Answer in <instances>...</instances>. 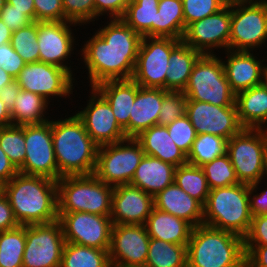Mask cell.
I'll list each match as a JSON object with an SVG mask.
<instances>
[{
	"mask_svg": "<svg viewBox=\"0 0 267 267\" xmlns=\"http://www.w3.org/2000/svg\"><path fill=\"white\" fill-rule=\"evenodd\" d=\"M98 28L90 33L91 37L82 40L83 45L80 43L81 62L78 65L82 63L80 69H86L83 73L87 71L88 81L81 83L95 87L108 80L131 79L142 36L122 19H106Z\"/></svg>",
	"mask_w": 267,
	"mask_h": 267,
	"instance_id": "6da1fadb",
	"label": "cell"
},
{
	"mask_svg": "<svg viewBox=\"0 0 267 267\" xmlns=\"http://www.w3.org/2000/svg\"><path fill=\"white\" fill-rule=\"evenodd\" d=\"M20 225L47 224L58 220L57 181L17 173L2 186Z\"/></svg>",
	"mask_w": 267,
	"mask_h": 267,
	"instance_id": "7a4b0ae2",
	"label": "cell"
},
{
	"mask_svg": "<svg viewBox=\"0 0 267 267\" xmlns=\"http://www.w3.org/2000/svg\"><path fill=\"white\" fill-rule=\"evenodd\" d=\"M52 116V138L59 174H94L99 146L87 133L82 120L73 112L60 119ZM69 116V117H68ZM57 119V120H56Z\"/></svg>",
	"mask_w": 267,
	"mask_h": 267,
	"instance_id": "3957f363",
	"label": "cell"
},
{
	"mask_svg": "<svg viewBox=\"0 0 267 267\" xmlns=\"http://www.w3.org/2000/svg\"><path fill=\"white\" fill-rule=\"evenodd\" d=\"M244 238L205 224L193 227L187 267H245Z\"/></svg>",
	"mask_w": 267,
	"mask_h": 267,
	"instance_id": "277c9868",
	"label": "cell"
},
{
	"mask_svg": "<svg viewBox=\"0 0 267 267\" xmlns=\"http://www.w3.org/2000/svg\"><path fill=\"white\" fill-rule=\"evenodd\" d=\"M249 205L248 184L212 189L203 206V224L244 238L252 220Z\"/></svg>",
	"mask_w": 267,
	"mask_h": 267,
	"instance_id": "5b68a950",
	"label": "cell"
},
{
	"mask_svg": "<svg viewBox=\"0 0 267 267\" xmlns=\"http://www.w3.org/2000/svg\"><path fill=\"white\" fill-rule=\"evenodd\" d=\"M58 212H88L110 216L114 186L94 174L63 176L57 181Z\"/></svg>",
	"mask_w": 267,
	"mask_h": 267,
	"instance_id": "8992f818",
	"label": "cell"
},
{
	"mask_svg": "<svg viewBox=\"0 0 267 267\" xmlns=\"http://www.w3.org/2000/svg\"><path fill=\"white\" fill-rule=\"evenodd\" d=\"M80 27L69 21H37L39 61L59 66L76 79V74L81 71L77 70L79 66H76L80 62V50L77 49V45L80 47L78 41L81 40H78L79 37L75 34H78L77 30L79 31ZM71 57H76L74 59L78 60V63L73 62L74 59Z\"/></svg>",
	"mask_w": 267,
	"mask_h": 267,
	"instance_id": "52a82bcc",
	"label": "cell"
},
{
	"mask_svg": "<svg viewBox=\"0 0 267 267\" xmlns=\"http://www.w3.org/2000/svg\"><path fill=\"white\" fill-rule=\"evenodd\" d=\"M183 92L187 100L208 102L217 106H236V94L227 81L219 54H203L197 60Z\"/></svg>",
	"mask_w": 267,
	"mask_h": 267,
	"instance_id": "ba28073f",
	"label": "cell"
},
{
	"mask_svg": "<svg viewBox=\"0 0 267 267\" xmlns=\"http://www.w3.org/2000/svg\"><path fill=\"white\" fill-rule=\"evenodd\" d=\"M227 154L240 183L261 181L267 158V130L243 128L228 140Z\"/></svg>",
	"mask_w": 267,
	"mask_h": 267,
	"instance_id": "9c48e42d",
	"label": "cell"
},
{
	"mask_svg": "<svg viewBox=\"0 0 267 267\" xmlns=\"http://www.w3.org/2000/svg\"><path fill=\"white\" fill-rule=\"evenodd\" d=\"M144 151L136 138L99 146L94 175L108 185L130 184Z\"/></svg>",
	"mask_w": 267,
	"mask_h": 267,
	"instance_id": "30bf717a",
	"label": "cell"
},
{
	"mask_svg": "<svg viewBox=\"0 0 267 267\" xmlns=\"http://www.w3.org/2000/svg\"><path fill=\"white\" fill-rule=\"evenodd\" d=\"M15 80L21 89L42 96L51 105L56 99L59 102L67 98L73 102L71 97L74 95L75 99V86L79 82L67 70L40 61L26 63Z\"/></svg>",
	"mask_w": 267,
	"mask_h": 267,
	"instance_id": "8fae6325",
	"label": "cell"
},
{
	"mask_svg": "<svg viewBox=\"0 0 267 267\" xmlns=\"http://www.w3.org/2000/svg\"><path fill=\"white\" fill-rule=\"evenodd\" d=\"M266 41L267 0L232 5L229 50L263 52Z\"/></svg>",
	"mask_w": 267,
	"mask_h": 267,
	"instance_id": "7c38bea8",
	"label": "cell"
},
{
	"mask_svg": "<svg viewBox=\"0 0 267 267\" xmlns=\"http://www.w3.org/2000/svg\"><path fill=\"white\" fill-rule=\"evenodd\" d=\"M182 40L142 37L132 80L142 87L163 88L171 51Z\"/></svg>",
	"mask_w": 267,
	"mask_h": 267,
	"instance_id": "4fadbf2b",
	"label": "cell"
},
{
	"mask_svg": "<svg viewBox=\"0 0 267 267\" xmlns=\"http://www.w3.org/2000/svg\"><path fill=\"white\" fill-rule=\"evenodd\" d=\"M65 243L58 220L26 225L23 267H60Z\"/></svg>",
	"mask_w": 267,
	"mask_h": 267,
	"instance_id": "5bb4252c",
	"label": "cell"
},
{
	"mask_svg": "<svg viewBox=\"0 0 267 267\" xmlns=\"http://www.w3.org/2000/svg\"><path fill=\"white\" fill-rule=\"evenodd\" d=\"M26 156L19 173L58 181L62 176L54 154L52 118L42 124L24 125Z\"/></svg>",
	"mask_w": 267,
	"mask_h": 267,
	"instance_id": "9a60e30c",
	"label": "cell"
},
{
	"mask_svg": "<svg viewBox=\"0 0 267 267\" xmlns=\"http://www.w3.org/2000/svg\"><path fill=\"white\" fill-rule=\"evenodd\" d=\"M65 241L109 250L113 222L110 216L88 212H58Z\"/></svg>",
	"mask_w": 267,
	"mask_h": 267,
	"instance_id": "2e32d148",
	"label": "cell"
},
{
	"mask_svg": "<svg viewBox=\"0 0 267 267\" xmlns=\"http://www.w3.org/2000/svg\"><path fill=\"white\" fill-rule=\"evenodd\" d=\"M230 28L231 6L225 5L218 12L189 24L182 41L202 54L218 55L229 50Z\"/></svg>",
	"mask_w": 267,
	"mask_h": 267,
	"instance_id": "e0dca14e",
	"label": "cell"
},
{
	"mask_svg": "<svg viewBox=\"0 0 267 267\" xmlns=\"http://www.w3.org/2000/svg\"><path fill=\"white\" fill-rule=\"evenodd\" d=\"M91 89V90H90ZM85 107L80 105L75 111L82 120L92 140L98 145L117 143L126 137L124 129L118 124L107 100L91 87ZM80 109V110H79Z\"/></svg>",
	"mask_w": 267,
	"mask_h": 267,
	"instance_id": "ac0fdd59",
	"label": "cell"
},
{
	"mask_svg": "<svg viewBox=\"0 0 267 267\" xmlns=\"http://www.w3.org/2000/svg\"><path fill=\"white\" fill-rule=\"evenodd\" d=\"M149 241L145 225L113 224L108 251L111 267H145Z\"/></svg>",
	"mask_w": 267,
	"mask_h": 267,
	"instance_id": "d6986e66",
	"label": "cell"
},
{
	"mask_svg": "<svg viewBox=\"0 0 267 267\" xmlns=\"http://www.w3.org/2000/svg\"><path fill=\"white\" fill-rule=\"evenodd\" d=\"M185 115L197 135L209 133L229 140L243 129L236 106H217L208 102L187 100Z\"/></svg>",
	"mask_w": 267,
	"mask_h": 267,
	"instance_id": "ffe728a7",
	"label": "cell"
},
{
	"mask_svg": "<svg viewBox=\"0 0 267 267\" xmlns=\"http://www.w3.org/2000/svg\"><path fill=\"white\" fill-rule=\"evenodd\" d=\"M263 53L265 55L262 56ZM263 53L226 50L221 53L225 55L224 58L220 54L227 81L235 94L261 85L263 69L267 62V51Z\"/></svg>",
	"mask_w": 267,
	"mask_h": 267,
	"instance_id": "44dd1931",
	"label": "cell"
},
{
	"mask_svg": "<svg viewBox=\"0 0 267 267\" xmlns=\"http://www.w3.org/2000/svg\"><path fill=\"white\" fill-rule=\"evenodd\" d=\"M154 207L153 196L131 184L114 186L111 215L113 224L145 225Z\"/></svg>",
	"mask_w": 267,
	"mask_h": 267,
	"instance_id": "7402d4cb",
	"label": "cell"
},
{
	"mask_svg": "<svg viewBox=\"0 0 267 267\" xmlns=\"http://www.w3.org/2000/svg\"><path fill=\"white\" fill-rule=\"evenodd\" d=\"M163 102V88L140 86L130 112L129 124L124 128L127 138H136L146 129L157 125Z\"/></svg>",
	"mask_w": 267,
	"mask_h": 267,
	"instance_id": "603a6c76",
	"label": "cell"
},
{
	"mask_svg": "<svg viewBox=\"0 0 267 267\" xmlns=\"http://www.w3.org/2000/svg\"><path fill=\"white\" fill-rule=\"evenodd\" d=\"M154 207L186 220L193 227L203 224V205L175 182L153 197Z\"/></svg>",
	"mask_w": 267,
	"mask_h": 267,
	"instance_id": "cb8c5ba5",
	"label": "cell"
},
{
	"mask_svg": "<svg viewBox=\"0 0 267 267\" xmlns=\"http://www.w3.org/2000/svg\"><path fill=\"white\" fill-rule=\"evenodd\" d=\"M176 166L158 158L144 155L130 182L153 197L174 182Z\"/></svg>",
	"mask_w": 267,
	"mask_h": 267,
	"instance_id": "d4e9b609",
	"label": "cell"
},
{
	"mask_svg": "<svg viewBox=\"0 0 267 267\" xmlns=\"http://www.w3.org/2000/svg\"><path fill=\"white\" fill-rule=\"evenodd\" d=\"M109 103L118 124H129L130 112L140 85L132 79L108 80L94 87Z\"/></svg>",
	"mask_w": 267,
	"mask_h": 267,
	"instance_id": "484cf974",
	"label": "cell"
},
{
	"mask_svg": "<svg viewBox=\"0 0 267 267\" xmlns=\"http://www.w3.org/2000/svg\"><path fill=\"white\" fill-rule=\"evenodd\" d=\"M136 139L140 142L145 155L171 163L176 167L188 163L187 155L174 143L167 126L154 125L143 131Z\"/></svg>",
	"mask_w": 267,
	"mask_h": 267,
	"instance_id": "4316f807",
	"label": "cell"
},
{
	"mask_svg": "<svg viewBox=\"0 0 267 267\" xmlns=\"http://www.w3.org/2000/svg\"><path fill=\"white\" fill-rule=\"evenodd\" d=\"M150 238L188 245L193 226L184 219L153 207L145 223Z\"/></svg>",
	"mask_w": 267,
	"mask_h": 267,
	"instance_id": "83f0119b",
	"label": "cell"
},
{
	"mask_svg": "<svg viewBox=\"0 0 267 267\" xmlns=\"http://www.w3.org/2000/svg\"><path fill=\"white\" fill-rule=\"evenodd\" d=\"M235 104L243 128L267 130V90L262 84L237 93Z\"/></svg>",
	"mask_w": 267,
	"mask_h": 267,
	"instance_id": "f1b7e54d",
	"label": "cell"
},
{
	"mask_svg": "<svg viewBox=\"0 0 267 267\" xmlns=\"http://www.w3.org/2000/svg\"><path fill=\"white\" fill-rule=\"evenodd\" d=\"M203 54L181 41L169 56V65L165 79V90L184 91L191 71Z\"/></svg>",
	"mask_w": 267,
	"mask_h": 267,
	"instance_id": "f546056e",
	"label": "cell"
},
{
	"mask_svg": "<svg viewBox=\"0 0 267 267\" xmlns=\"http://www.w3.org/2000/svg\"><path fill=\"white\" fill-rule=\"evenodd\" d=\"M51 104L42 96L21 89L10 112L13 125H32L48 122ZM49 115V116H47Z\"/></svg>",
	"mask_w": 267,
	"mask_h": 267,
	"instance_id": "4dcf8cb0",
	"label": "cell"
},
{
	"mask_svg": "<svg viewBox=\"0 0 267 267\" xmlns=\"http://www.w3.org/2000/svg\"><path fill=\"white\" fill-rule=\"evenodd\" d=\"M160 0H131L121 19L142 37H156Z\"/></svg>",
	"mask_w": 267,
	"mask_h": 267,
	"instance_id": "1f68e13d",
	"label": "cell"
},
{
	"mask_svg": "<svg viewBox=\"0 0 267 267\" xmlns=\"http://www.w3.org/2000/svg\"><path fill=\"white\" fill-rule=\"evenodd\" d=\"M183 35L182 0H160L156 17V37L182 40Z\"/></svg>",
	"mask_w": 267,
	"mask_h": 267,
	"instance_id": "d6a6232c",
	"label": "cell"
},
{
	"mask_svg": "<svg viewBox=\"0 0 267 267\" xmlns=\"http://www.w3.org/2000/svg\"><path fill=\"white\" fill-rule=\"evenodd\" d=\"M145 267H187V245L150 238Z\"/></svg>",
	"mask_w": 267,
	"mask_h": 267,
	"instance_id": "836d02e7",
	"label": "cell"
},
{
	"mask_svg": "<svg viewBox=\"0 0 267 267\" xmlns=\"http://www.w3.org/2000/svg\"><path fill=\"white\" fill-rule=\"evenodd\" d=\"M108 251L66 242L60 267H111Z\"/></svg>",
	"mask_w": 267,
	"mask_h": 267,
	"instance_id": "e575fe53",
	"label": "cell"
},
{
	"mask_svg": "<svg viewBox=\"0 0 267 267\" xmlns=\"http://www.w3.org/2000/svg\"><path fill=\"white\" fill-rule=\"evenodd\" d=\"M174 182L203 206L206 204L210 188L201 167L189 163L176 167Z\"/></svg>",
	"mask_w": 267,
	"mask_h": 267,
	"instance_id": "d590c367",
	"label": "cell"
},
{
	"mask_svg": "<svg viewBox=\"0 0 267 267\" xmlns=\"http://www.w3.org/2000/svg\"><path fill=\"white\" fill-rule=\"evenodd\" d=\"M26 225L0 232V267H23Z\"/></svg>",
	"mask_w": 267,
	"mask_h": 267,
	"instance_id": "8d00e7d4",
	"label": "cell"
},
{
	"mask_svg": "<svg viewBox=\"0 0 267 267\" xmlns=\"http://www.w3.org/2000/svg\"><path fill=\"white\" fill-rule=\"evenodd\" d=\"M228 140L209 133L197 135L190 153L187 156L189 164L199 166L227 153Z\"/></svg>",
	"mask_w": 267,
	"mask_h": 267,
	"instance_id": "74e56055",
	"label": "cell"
},
{
	"mask_svg": "<svg viewBox=\"0 0 267 267\" xmlns=\"http://www.w3.org/2000/svg\"><path fill=\"white\" fill-rule=\"evenodd\" d=\"M0 147L19 171L26 156L24 125H10L0 128Z\"/></svg>",
	"mask_w": 267,
	"mask_h": 267,
	"instance_id": "f35d334b",
	"label": "cell"
},
{
	"mask_svg": "<svg viewBox=\"0 0 267 267\" xmlns=\"http://www.w3.org/2000/svg\"><path fill=\"white\" fill-rule=\"evenodd\" d=\"M210 190L240 183L228 154L201 166Z\"/></svg>",
	"mask_w": 267,
	"mask_h": 267,
	"instance_id": "ab89813d",
	"label": "cell"
},
{
	"mask_svg": "<svg viewBox=\"0 0 267 267\" xmlns=\"http://www.w3.org/2000/svg\"><path fill=\"white\" fill-rule=\"evenodd\" d=\"M10 44L26 63L38 62L37 21L13 31Z\"/></svg>",
	"mask_w": 267,
	"mask_h": 267,
	"instance_id": "60d3db41",
	"label": "cell"
},
{
	"mask_svg": "<svg viewBox=\"0 0 267 267\" xmlns=\"http://www.w3.org/2000/svg\"><path fill=\"white\" fill-rule=\"evenodd\" d=\"M187 98L183 91L163 89V102L157 125L167 126L185 115Z\"/></svg>",
	"mask_w": 267,
	"mask_h": 267,
	"instance_id": "b9f144b4",
	"label": "cell"
},
{
	"mask_svg": "<svg viewBox=\"0 0 267 267\" xmlns=\"http://www.w3.org/2000/svg\"><path fill=\"white\" fill-rule=\"evenodd\" d=\"M62 6L66 21L78 24L84 29H88L85 26L90 24L95 26L94 0H62Z\"/></svg>",
	"mask_w": 267,
	"mask_h": 267,
	"instance_id": "7bdbcfd3",
	"label": "cell"
},
{
	"mask_svg": "<svg viewBox=\"0 0 267 267\" xmlns=\"http://www.w3.org/2000/svg\"><path fill=\"white\" fill-rule=\"evenodd\" d=\"M184 14V32L186 27L221 10L225 3L223 0H182Z\"/></svg>",
	"mask_w": 267,
	"mask_h": 267,
	"instance_id": "ee69618b",
	"label": "cell"
},
{
	"mask_svg": "<svg viewBox=\"0 0 267 267\" xmlns=\"http://www.w3.org/2000/svg\"><path fill=\"white\" fill-rule=\"evenodd\" d=\"M167 129L174 143L188 156L197 137L196 130L189 118L184 115L167 125Z\"/></svg>",
	"mask_w": 267,
	"mask_h": 267,
	"instance_id": "f6af8a7d",
	"label": "cell"
},
{
	"mask_svg": "<svg viewBox=\"0 0 267 267\" xmlns=\"http://www.w3.org/2000/svg\"><path fill=\"white\" fill-rule=\"evenodd\" d=\"M35 21H66L62 0H34Z\"/></svg>",
	"mask_w": 267,
	"mask_h": 267,
	"instance_id": "bcb514c9",
	"label": "cell"
},
{
	"mask_svg": "<svg viewBox=\"0 0 267 267\" xmlns=\"http://www.w3.org/2000/svg\"><path fill=\"white\" fill-rule=\"evenodd\" d=\"M131 0H94L95 5V23L99 25V19L105 16V19H121L126 7ZM101 17V18H100Z\"/></svg>",
	"mask_w": 267,
	"mask_h": 267,
	"instance_id": "7dc6e473",
	"label": "cell"
},
{
	"mask_svg": "<svg viewBox=\"0 0 267 267\" xmlns=\"http://www.w3.org/2000/svg\"><path fill=\"white\" fill-rule=\"evenodd\" d=\"M26 62L13 49L10 42L0 45V68L14 79L17 78Z\"/></svg>",
	"mask_w": 267,
	"mask_h": 267,
	"instance_id": "c3c4849f",
	"label": "cell"
},
{
	"mask_svg": "<svg viewBox=\"0 0 267 267\" xmlns=\"http://www.w3.org/2000/svg\"><path fill=\"white\" fill-rule=\"evenodd\" d=\"M244 245L267 246V214L252 216L249 231L244 237Z\"/></svg>",
	"mask_w": 267,
	"mask_h": 267,
	"instance_id": "681fc988",
	"label": "cell"
},
{
	"mask_svg": "<svg viewBox=\"0 0 267 267\" xmlns=\"http://www.w3.org/2000/svg\"><path fill=\"white\" fill-rule=\"evenodd\" d=\"M263 181L249 185V206L250 214L252 216L267 214V184L264 183L265 188L262 190ZM262 190V191H261ZM260 191V193L258 192Z\"/></svg>",
	"mask_w": 267,
	"mask_h": 267,
	"instance_id": "f907efd6",
	"label": "cell"
},
{
	"mask_svg": "<svg viewBox=\"0 0 267 267\" xmlns=\"http://www.w3.org/2000/svg\"><path fill=\"white\" fill-rule=\"evenodd\" d=\"M0 19L11 31H16L33 22L24 11L16 9L15 6L9 3H6L0 12Z\"/></svg>",
	"mask_w": 267,
	"mask_h": 267,
	"instance_id": "816d5d0a",
	"label": "cell"
},
{
	"mask_svg": "<svg viewBox=\"0 0 267 267\" xmlns=\"http://www.w3.org/2000/svg\"><path fill=\"white\" fill-rule=\"evenodd\" d=\"M245 267H267L266 245H244Z\"/></svg>",
	"mask_w": 267,
	"mask_h": 267,
	"instance_id": "f5cc1de1",
	"label": "cell"
},
{
	"mask_svg": "<svg viewBox=\"0 0 267 267\" xmlns=\"http://www.w3.org/2000/svg\"><path fill=\"white\" fill-rule=\"evenodd\" d=\"M19 225L15 219L10 202L2 191L0 193V232L16 228Z\"/></svg>",
	"mask_w": 267,
	"mask_h": 267,
	"instance_id": "db71d44e",
	"label": "cell"
},
{
	"mask_svg": "<svg viewBox=\"0 0 267 267\" xmlns=\"http://www.w3.org/2000/svg\"><path fill=\"white\" fill-rule=\"evenodd\" d=\"M19 171L0 147V185L8 183Z\"/></svg>",
	"mask_w": 267,
	"mask_h": 267,
	"instance_id": "11a10c76",
	"label": "cell"
},
{
	"mask_svg": "<svg viewBox=\"0 0 267 267\" xmlns=\"http://www.w3.org/2000/svg\"><path fill=\"white\" fill-rule=\"evenodd\" d=\"M21 88L16 80L7 84L0 90V100L5 104V107L11 112L14 107L15 99Z\"/></svg>",
	"mask_w": 267,
	"mask_h": 267,
	"instance_id": "9f6ffc18",
	"label": "cell"
},
{
	"mask_svg": "<svg viewBox=\"0 0 267 267\" xmlns=\"http://www.w3.org/2000/svg\"><path fill=\"white\" fill-rule=\"evenodd\" d=\"M6 2L18 10L24 11L32 21H35L34 0H6Z\"/></svg>",
	"mask_w": 267,
	"mask_h": 267,
	"instance_id": "6f0895ef",
	"label": "cell"
},
{
	"mask_svg": "<svg viewBox=\"0 0 267 267\" xmlns=\"http://www.w3.org/2000/svg\"><path fill=\"white\" fill-rule=\"evenodd\" d=\"M13 125L10 111L5 107V104L0 100V128Z\"/></svg>",
	"mask_w": 267,
	"mask_h": 267,
	"instance_id": "680465c9",
	"label": "cell"
},
{
	"mask_svg": "<svg viewBox=\"0 0 267 267\" xmlns=\"http://www.w3.org/2000/svg\"><path fill=\"white\" fill-rule=\"evenodd\" d=\"M13 31L0 19V45L10 42Z\"/></svg>",
	"mask_w": 267,
	"mask_h": 267,
	"instance_id": "91938a15",
	"label": "cell"
},
{
	"mask_svg": "<svg viewBox=\"0 0 267 267\" xmlns=\"http://www.w3.org/2000/svg\"><path fill=\"white\" fill-rule=\"evenodd\" d=\"M14 80L5 70L0 68V90Z\"/></svg>",
	"mask_w": 267,
	"mask_h": 267,
	"instance_id": "94428289",
	"label": "cell"
},
{
	"mask_svg": "<svg viewBox=\"0 0 267 267\" xmlns=\"http://www.w3.org/2000/svg\"><path fill=\"white\" fill-rule=\"evenodd\" d=\"M225 5L232 6L237 4H251V3H259L266 0H223Z\"/></svg>",
	"mask_w": 267,
	"mask_h": 267,
	"instance_id": "6125c7cd",
	"label": "cell"
},
{
	"mask_svg": "<svg viewBox=\"0 0 267 267\" xmlns=\"http://www.w3.org/2000/svg\"><path fill=\"white\" fill-rule=\"evenodd\" d=\"M261 84L265 87L267 90V64H265L263 73H262V82Z\"/></svg>",
	"mask_w": 267,
	"mask_h": 267,
	"instance_id": "be15d7a7",
	"label": "cell"
},
{
	"mask_svg": "<svg viewBox=\"0 0 267 267\" xmlns=\"http://www.w3.org/2000/svg\"><path fill=\"white\" fill-rule=\"evenodd\" d=\"M262 181L267 184V158H266V162H265V167H264V175H263V179Z\"/></svg>",
	"mask_w": 267,
	"mask_h": 267,
	"instance_id": "e7e4bbea",
	"label": "cell"
},
{
	"mask_svg": "<svg viewBox=\"0 0 267 267\" xmlns=\"http://www.w3.org/2000/svg\"><path fill=\"white\" fill-rule=\"evenodd\" d=\"M6 3H7L6 0H0V12L2 11Z\"/></svg>",
	"mask_w": 267,
	"mask_h": 267,
	"instance_id": "03108f58",
	"label": "cell"
}]
</instances>
